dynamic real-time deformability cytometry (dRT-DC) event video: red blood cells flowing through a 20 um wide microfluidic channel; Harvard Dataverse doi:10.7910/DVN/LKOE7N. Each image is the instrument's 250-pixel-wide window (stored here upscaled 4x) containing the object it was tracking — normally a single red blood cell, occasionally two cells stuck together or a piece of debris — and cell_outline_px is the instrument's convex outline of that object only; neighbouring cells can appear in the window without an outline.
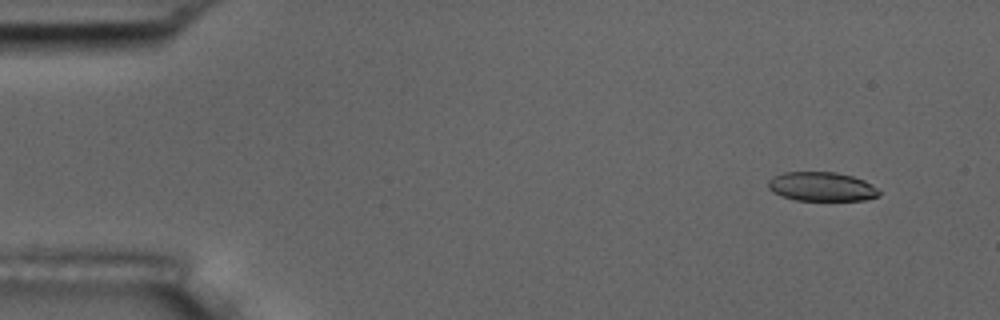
{"species": "common noctule bat (a hibernating species)", "species_latin": "Nyctalus noctula", "temperature_condition": "room temperature", "stored_images_in_passage": 6, "camera_frame_rate_fps": 3000, "um_per_image_px": 0.085, "animal": {"sex": "male", "body_mass_g": 17.5, "forearm_length_mm": 52.3}, "frame": {"image": 1, "passage_image": 1, "time_ms": 0.0, "image_size_px": [1000, 320], "cell_outline_px": [[880, 196], [864, 200], [796, 200], [772, 192], [768, 188], [768, 180], [772, 176], [784, 172], [836, 172], [852, 176], [864, 180], [872, 184], [880, 192]], "centroid_in_image_um": [69.84, 15.85], "position_along_channel_um": 15.2, "area_um2": 18.84}}
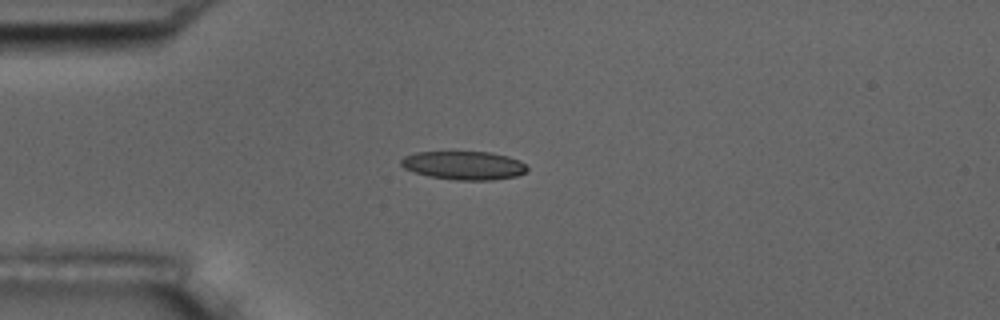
{"frame": {"image": 2, "passage_image": 4, "time_ms": 3.333, "image_size_px": [1000, 320], "cell_outline_px": [[528, 172], [516, 176], [492, 180], [456, 180], [428, 176], [404, 168], [400, 164], [400, 160], [404, 156], [416, 152], [492, 152], [508, 156], [520, 160], [528, 168]], "centroid_in_image_um": [39.45, 14.06], "position_along_channel_um": 45.5, "area_um2": 21.04}}
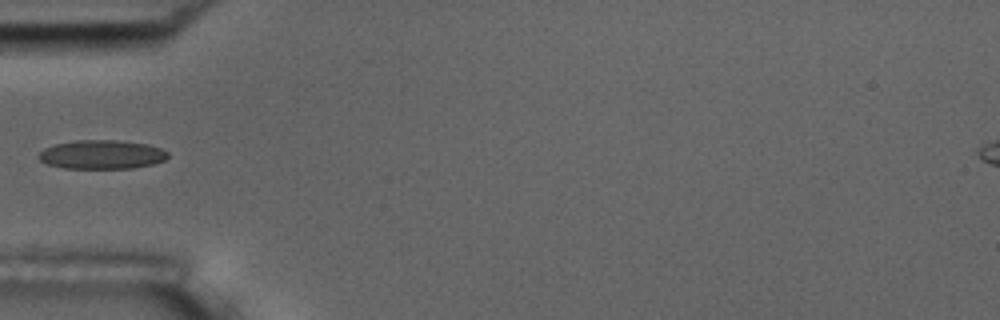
{"frame": {"image": 3, "passage_image": 5, "time_ms": 4.667, "image_size_px": [1000, 320], "cell_outline_px": [[168, 156], [164, 160], [152, 164], [132, 168], [64, 168], [48, 164], [40, 160], [36, 156], [44, 148], [56, 144], [76, 140], [116, 140], [148, 144], [160, 148], [168, 152]], "centroid_in_image_um": [8.64, 13.13], "position_along_channel_um": 76.4, "area_um2": 21.68}}